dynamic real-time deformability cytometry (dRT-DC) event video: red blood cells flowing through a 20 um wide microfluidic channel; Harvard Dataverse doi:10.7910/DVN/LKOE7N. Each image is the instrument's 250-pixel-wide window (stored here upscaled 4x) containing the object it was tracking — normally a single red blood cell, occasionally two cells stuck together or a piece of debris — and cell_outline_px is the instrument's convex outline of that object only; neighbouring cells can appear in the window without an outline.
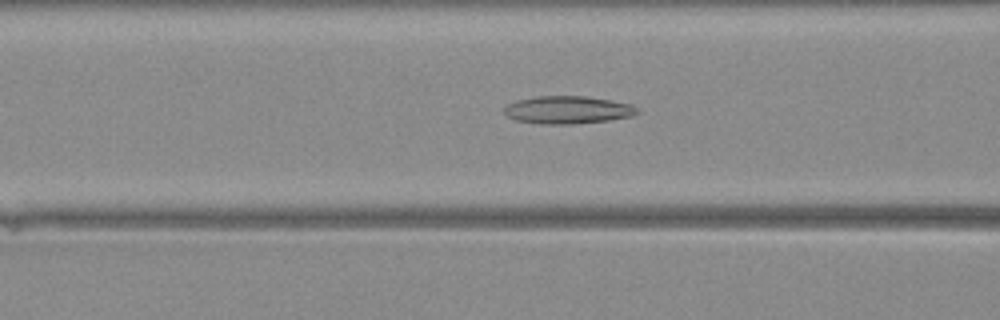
{"species": "Egyptian fruit bat (a non-hibernating species)", "species_latin": "Rousettus aegyptiacus", "temperature_condition": "warm", "stored_images_in_passage": 43, "camera_frame_rate_fps": 3000, "um_per_image_px": 0.085, "animal": {"sex": "female"}, "frame": {"image": 1, "passage_image": 18, "time_ms": 5.667, "image_size_px": [1000, 320], "cell_outline_px": [[640, 112], [632, 116], [608, 120], [568, 124], [540, 124], [516, 120], [508, 116], [504, 112], [504, 108], [508, 104], [516, 100], [536, 96], [588, 96], [612, 100], [632, 104], [640, 108]], "centroid_in_image_um": [48.29, 9.33], "position_along_channel_um": 118.3, "area_um2": 21.62}}
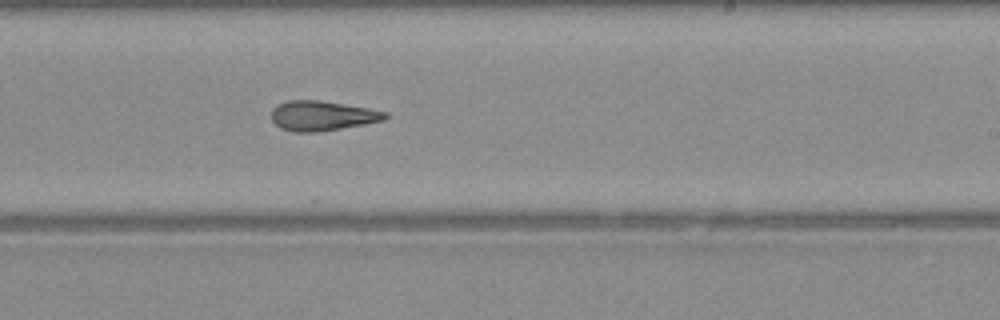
{"frame": {"image": 2, "passage_image": 27, "time_ms": 8.667, "image_size_px": [1000, 320], "cell_outline_px": [[388, 116], [384, 120], [364, 124], [316, 132], [292, 132], [280, 128], [272, 120], [272, 108], [276, 104], [288, 100], [320, 100], [368, 108], [388, 112]], "centroid_in_image_um": [27.36, 9.83], "position_along_channel_um": 261.6, "area_um2": 19.77}}
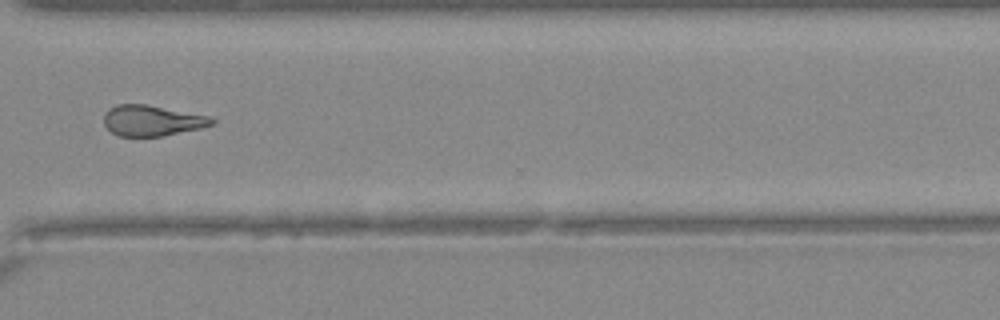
{"frame": {"image": 3, "passage_image": 33, "time_ms": 10.667, "image_size_px": [1000, 320], "cell_outline_px": [[216, 120], [212, 124], [200, 128], [164, 136], [116, 136], [104, 124], [104, 112], [108, 108], [116, 104], [144, 104], [208, 116]], "centroid_in_image_um": [12.87, 10.25], "position_along_channel_um": 357.7, "area_um2": 19.19}}